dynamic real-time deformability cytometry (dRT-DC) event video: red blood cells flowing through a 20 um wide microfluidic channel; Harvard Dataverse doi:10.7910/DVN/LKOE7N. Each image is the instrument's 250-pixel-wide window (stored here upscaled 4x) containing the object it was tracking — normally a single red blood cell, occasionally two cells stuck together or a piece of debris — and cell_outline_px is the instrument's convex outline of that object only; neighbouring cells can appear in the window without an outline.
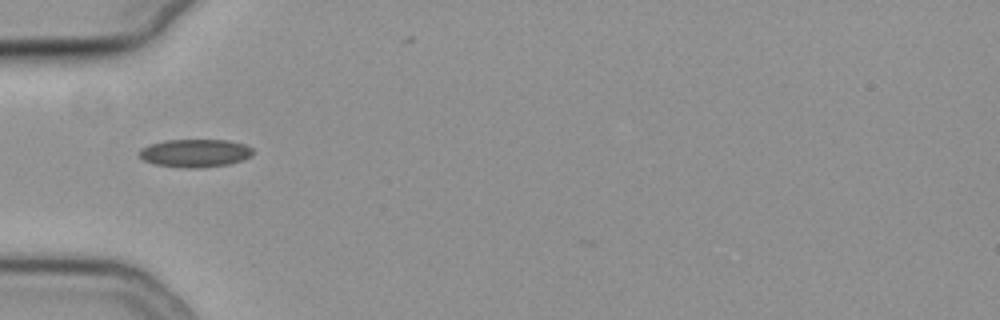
{"species": "common noctule bat (a hibernating species)", "species_latin": "Nyctalus noctula", "temperature_condition": "cold", "stored_images_in_passage": 4, "camera_frame_rate_fps": 3000, "um_per_image_px": 0.085, "animal": {"sex": "female", "body_mass_g": 19.3, "forearm_length_mm": 54.1}, "frame": {"image": 1, "passage_image": 1, "time_ms": 0.0, "image_size_px": [1000, 320], "cell_outline_px": [[252, 156], [244, 160], [228, 164], [200, 168], [184, 168], [152, 164], [144, 160], [140, 156], [140, 148], [148, 144], [164, 140], [228, 140], [244, 144], [252, 148]], "centroid_in_image_um": [16.57, 13.01], "position_along_channel_um": 68.4, "area_um2": 18.73}}